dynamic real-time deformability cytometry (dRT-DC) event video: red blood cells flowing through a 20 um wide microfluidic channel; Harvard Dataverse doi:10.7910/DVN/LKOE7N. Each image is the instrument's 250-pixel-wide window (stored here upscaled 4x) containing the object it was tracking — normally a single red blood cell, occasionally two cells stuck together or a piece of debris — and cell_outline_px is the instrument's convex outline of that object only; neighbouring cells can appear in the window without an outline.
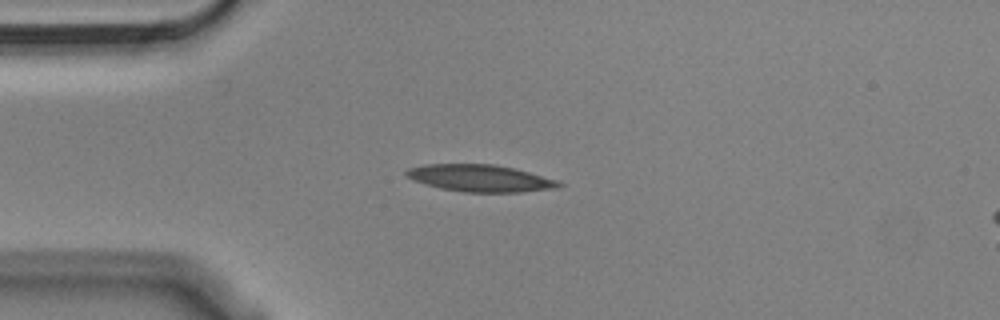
{"species": "Egyptian fruit bat (a non-hibernating species)", "species_latin": "Rousettus aegyptiacus", "temperature_condition": "cold", "stored_images_in_passage": 42, "camera_frame_rate_fps": 3000, "um_per_image_px": 0.085, "animal": {"sex": "male"}, "frame": {"image": 1, "passage_image": 1, "time_ms": 0.0, "image_size_px": [1000, 320], "cell_outline_px": [[564, 184], [556, 188], [520, 192], [464, 192], [440, 188], [424, 184], [412, 180], [404, 172], [408, 168], [424, 164], [496, 164], [560, 180]], "centroid_in_image_um": [40.81, 15.14], "position_along_channel_um": 44.2, "area_um2": 24.04}}
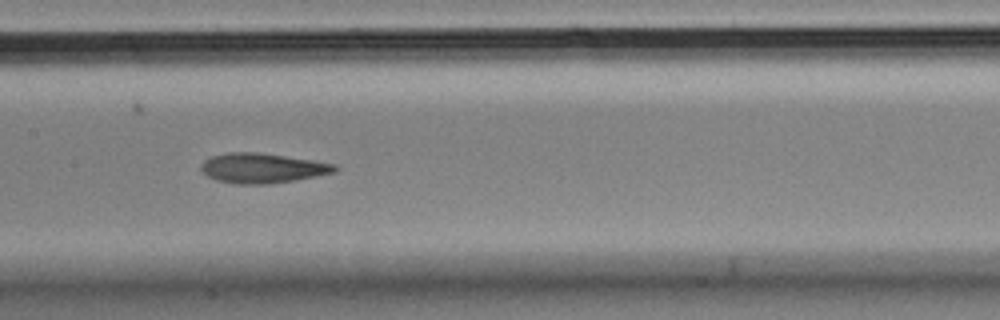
{"frame": {"image": 2, "passage_image": 14, "time_ms": 4.333, "image_size_px": [1000, 320], "cell_outline_px": [[340, 168], [336, 172], [296, 180], [268, 184], [232, 184], [216, 180], [208, 176], [200, 168], [200, 164], [204, 160], [212, 156], [228, 152], [260, 152], [312, 160], [336, 164]], "centroid_in_image_um": [22.31, 14.29], "position_along_channel_um": 185.1, "area_um2": 23.47}}
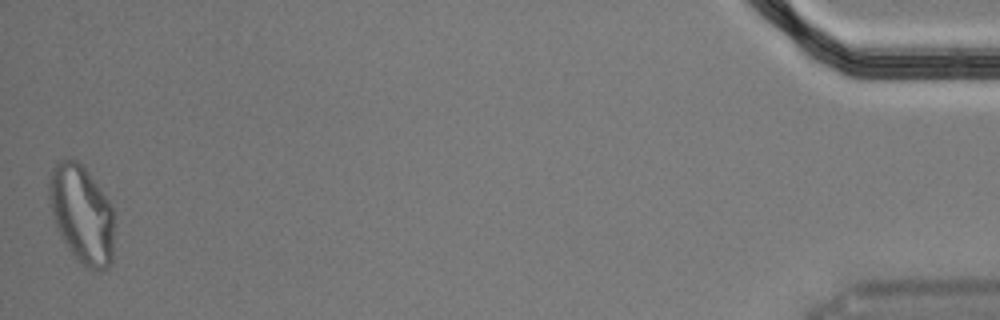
{"frame": {"image": 3, "passage_image": 42, "time_ms": 13.667, "image_size_px": [1000, 320], "cell_outline_px": [[112, 264], [108, 268], [84, 268], [72, 252], [64, 240], [56, 224], [52, 212], [48, 196], [48, 184], [52, 168], [56, 160], [68, 156], [76, 160], [88, 172], [108, 200], [112, 208]], "centroid_in_image_um": [6.92, 18.14], "position_along_channel_um": 428.3, "area_um2": 36.7}, "authors_computed_cell_mechanics": {"area_um2": 23.7269, "velocity_mm_per_s": 3.6161, "shape_relaxation_time_tau1_ms": null, "shape_relaxation_time_tau2_ms": 4.593, "deformation_change_tau1": null, "deformation_change_tau2": 0.1361}}